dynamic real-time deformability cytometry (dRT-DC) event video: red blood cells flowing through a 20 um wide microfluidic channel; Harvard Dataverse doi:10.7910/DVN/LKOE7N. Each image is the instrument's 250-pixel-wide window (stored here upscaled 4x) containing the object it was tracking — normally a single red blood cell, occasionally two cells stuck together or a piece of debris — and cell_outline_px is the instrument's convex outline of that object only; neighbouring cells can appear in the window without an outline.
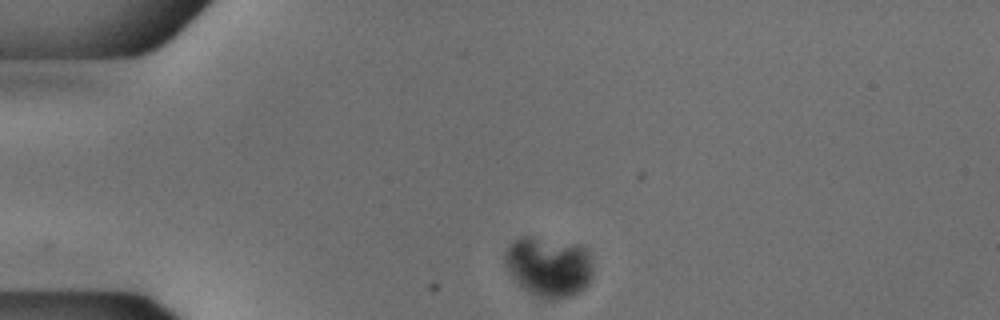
{"species": "common noctule bat (a hibernating species)", "species_latin": "Nyctalus noctula", "temperature_condition": "cold", "stored_images_in_passage": 44, "camera_frame_rate_fps": 3000, "um_per_image_px": 0.085, "animal": {"sex": "male", "body_mass_g": 18.8}, "frame": {"image": 1, "passage_image": 1, "time_ms": 0.0, "image_size_px": [1000, 320], "cell_outline_px": [[592, 276], [588, 284], [584, 288], [568, 296], [552, 300], [540, 300], [528, 292], [504, 268], [504, 252], [508, 244], [524, 236], [528, 236], [584, 248], [588, 252], [592, 264]], "centroid_in_image_um": [46.58, 22.71], "position_along_channel_um": 38.4, "area_um2": 30.46}}
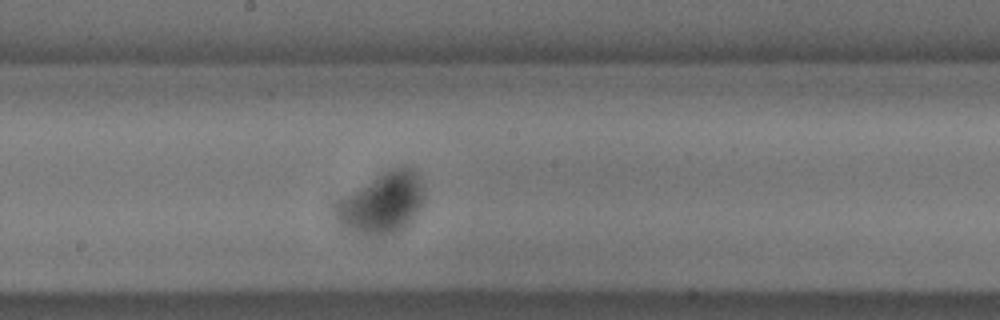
{"frame": {"image": 2, "passage_image": 19, "time_ms": 6.0, "image_size_px": [1000, 320], "cell_outline_px": [[424, 200], [412, 220], [400, 228], [392, 232], [380, 236], [372, 236], [356, 232], [340, 224], [332, 208], [340, 200], [384, 172], [392, 168], [412, 168], [420, 176], [424, 188]], "centroid_in_image_um": [32.51, 17.27], "position_along_channel_um": 215.7, "area_um2": 30.52}}
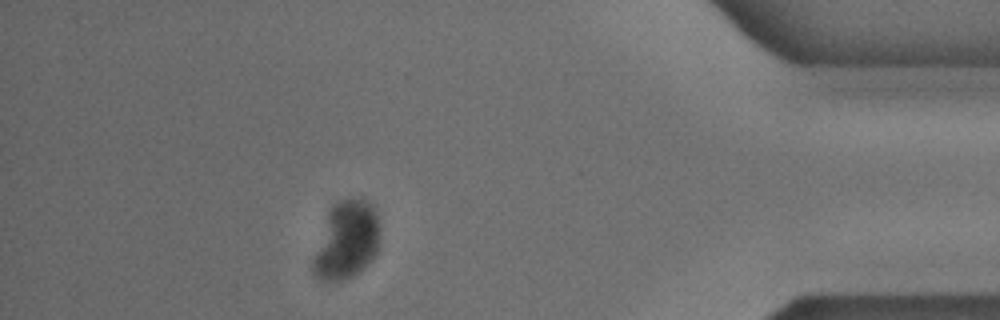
{"frame": {"image": 3, "passage_image": 38, "time_ms": 12.333, "image_size_px": [1000, 320], "cell_outline_px": [[380, 228], [376, 252], [372, 260], [368, 264], [352, 276], [344, 280], [324, 280], [316, 276], [312, 272], [312, 260], [328, 212], [332, 204], [340, 200], [368, 200], [372, 204], [376, 212]], "centroid_in_image_um": [29.45, 20.42], "position_along_channel_um": 405.7, "area_um2": 30.0}}